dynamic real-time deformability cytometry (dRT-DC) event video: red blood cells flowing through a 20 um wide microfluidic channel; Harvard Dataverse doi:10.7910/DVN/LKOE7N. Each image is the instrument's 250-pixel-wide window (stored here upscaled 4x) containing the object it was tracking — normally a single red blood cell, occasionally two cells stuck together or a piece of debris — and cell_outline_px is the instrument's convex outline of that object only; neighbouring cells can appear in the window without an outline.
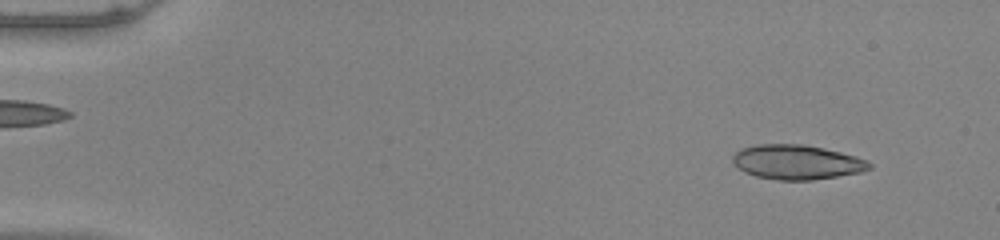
{"species": "common noctule bat (a hibernating species)", "species_latin": "Nyctalus noctula", "temperature_condition": "warm", "stored_images_in_passage": 50, "camera_frame_rate_fps": 3000, "um_per_image_px": 0.085, "animal": {"sex": "male", "body_mass_g": 20.0, "forearm_length_mm": 53.3}, "frame": {"image": 1, "passage_image": 4, "time_ms": 1.0, "image_size_px": [1000, 240], "cell_outline_px": [[872, 168], [860, 172], [812, 180], [780, 180], [756, 176], [744, 172], [732, 160], [732, 156], [740, 148], [756, 144], [804, 144], [824, 148], [856, 156], [868, 160], [872, 164]], "centroid_in_image_um": [67.74, 13.77], "position_along_channel_um": 17.3, "area_um2": 27.51}}
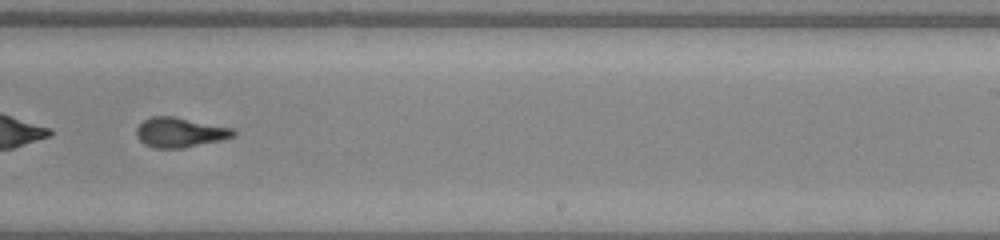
{"frame": {"image": 2, "passage_image": 33, "time_ms": 10.667, "image_size_px": [1000, 240], "cell_outline_px": [[236, 136], [220, 140], [184, 148], [152, 148], [144, 144], [136, 136], [136, 128], [144, 120], [152, 116], [176, 116], [236, 128]], "centroid_in_image_um": [15.33, 11.24], "position_along_channel_um": 273.7, "area_um2": 17.17}}
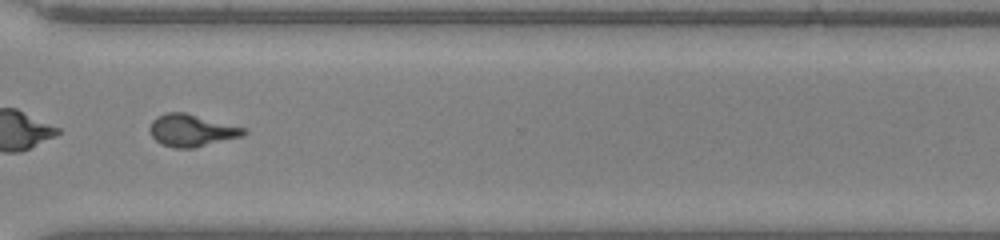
{"frame": {"image": 3, "passage_image": 39, "time_ms": 12.667, "image_size_px": [1000, 240], "cell_outline_px": [[248, 132], [244, 136], [192, 148], [176, 148], [160, 144], [148, 132], [148, 128], [152, 120], [156, 116], [168, 112], [184, 112], [248, 128]], "centroid_in_image_um": [16.3, 11.08], "position_along_channel_um": 354.3, "area_um2": 17.86}, "authors_computed_cell_mechanics": {"area_um2": 17.5134, "velocity_mm_per_s": 4.0058, "shape_relaxation_time_tau1_ms": 5.5366, "shape_relaxation_time_tau2_ms": 1.0099, "deformation_change_tau1": 0.2056, "deformation_change_tau2": 0.0662}}